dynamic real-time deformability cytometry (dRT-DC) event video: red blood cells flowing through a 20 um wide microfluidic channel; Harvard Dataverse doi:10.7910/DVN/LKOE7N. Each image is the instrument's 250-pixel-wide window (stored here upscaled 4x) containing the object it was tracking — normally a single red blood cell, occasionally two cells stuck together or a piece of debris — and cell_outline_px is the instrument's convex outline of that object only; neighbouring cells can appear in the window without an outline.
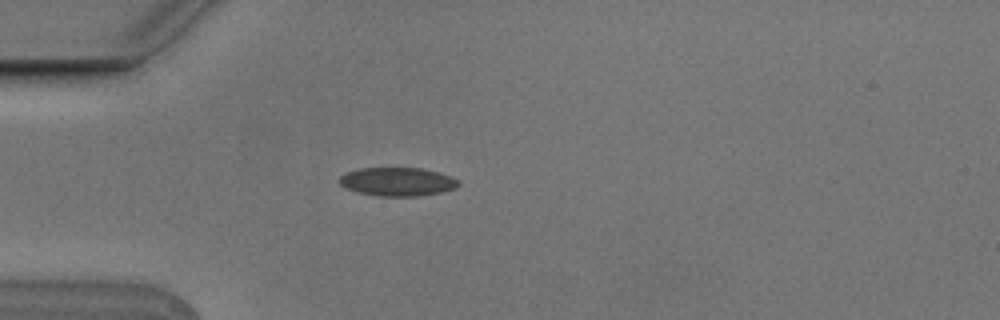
{"species": "Egyptian fruit bat (a non-hibernating species)", "species_latin": "Rousettus aegyptiacus", "temperature_condition": "cold", "stored_images_in_passage": 2, "camera_frame_rate_fps": 3000, "um_per_image_px": 0.085, "animal": {"sex": "male"}, "frame": {"image": 1, "passage_image": 1, "time_ms": 0.0, "image_size_px": [1000, 320], "cell_outline_px": [[460, 184], [456, 188], [440, 192], [416, 196], [380, 196], [360, 192], [348, 188], [340, 184], [340, 176], [348, 172], [360, 168], [420, 168], [440, 172], [452, 176], [460, 180]], "centroid_in_image_um": [33.85, 15.43], "position_along_channel_um": 51.1, "area_um2": 19.65}}